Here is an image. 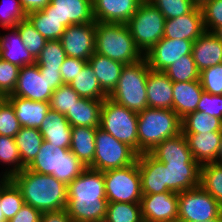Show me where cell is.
Here are the masks:
<instances>
[{
    "label": "cell",
    "instance_id": "cell-1",
    "mask_svg": "<svg viewBox=\"0 0 222 222\" xmlns=\"http://www.w3.org/2000/svg\"><path fill=\"white\" fill-rule=\"evenodd\" d=\"M67 189L66 210L74 222L105 219L108 200L102 171L86 167Z\"/></svg>",
    "mask_w": 222,
    "mask_h": 222
},
{
    "label": "cell",
    "instance_id": "cell-2",
    "mask_svg": "<svg viewBox=\"0 0 222 222\" xmlns=\"http://www.w3.org/2000/svg\"><path fill=\"white\" fill-rule=\"evenodd\" d=\"M20 189L24 204L42 212L67 206V185L52 175L33 172L26 167L10 178Z\"/></svg>",
    "mask_w": 222,
    "mask_h": 222
},
{
    "label": "cell",
    "instance_id": "cell-3",
    "mask_svg": "<svg viewBox=\"0 0 222 222\" xmlns=\"http://www.w3.org/2000/svg\"><path fill=\"white\" fill-rule=\"evenodd\" d=\"M182 132V120L172 109L145 108L138 112V155L150 153L167 138Z\"/></svg>",
    "mask_w": 222,
    "mask_h": 222
},
{
    "label": "cell",
    "instance_id": "cell-4",
    "mask_svg": "<svg viewBox=\"0 0 222 222\" xmlns=\"http://www.w3.org/2000/svg\"><path fill=\"white\" fill-rule=\"evenodd\" d=\"M95 53L123 64L134 63L144 57L124 23L96 22Z\"/></svg>",
    "mask_w": 222,
    "mask_h": 222
},
{
    "label": "cell",
    "instance_id": "cell-5",
    "mask_svg": "<svg viewBox=\"0 0 222 222\" xmlns=\"http://www.w3.org/2000/svg\"><path fill=\"white\" fill-rule=\"evenodd\" d=\"M149 70L145 57L125 64L118 84L108 98L137 113L148 108L146 82Z\"/></svg>",
    "mask_w": 222,
    "mask_h": 222
},
{
    "label": "cell",
    "instance_id": "cell-6",
    "mask_svg": "<svg viewBox=\"0 0 222 222\" xmlns=\"http://www.w3.org/2000/svg\"><path fill=\"white\" fill-rule=\"evenodd\" d=\"M41 174L52 175L68 185L86 168L69 148H60L43 141L39 153L26 167Z\"/></svg>",
    "mask_w": 222,
    "mask_h": 222
},
{
    "label": "cell",
    "instance_id": "cell-7",
    "mask_svg": "<svg viewBox=\"0 0 222 222\" xmlns=\"http://www.w3.org/2000/svg\"><path fill=\"white\" fill-rule=\"evenodd\" d=\"M101 129L127 144L138 154V113L104 99L100 112Z\"/></svg>",
    "mask_w": 222,
    "mask_h": 222
},
{
    "label": "cell",
    "instance_id": "cell-8",
    "mask_svg": "<svg viewBox=\"0 0 222 222\" xmlns=\"http://www.w3.org/2000/svg\"><path fill=\"white\" fill-rule=\"evenodd\" d=\"M165 17L151 3L142 1L126 23L137 49L143 56L163 38Z\"/></svg>",
    "mask_w": 222,
    "mask_h": 222
},
{
    "label": "cell",
    "instance_id": "cell-9",
    "mask_svg": "<svg viewBox=\"0 0 222 222\" xmlns=\"http://www.w3.org/2000/svg\"><path fill=\"white\" fill-rule=\"evenodd\" d=\"M108 203H140L142 194L141 176L137 160L126 167L103 172Z\"/></svg>",
    "mask_w": 222,
    "mask_h": 222
},
{
    "label": "cell",
    "instance_id": "cell-10",
    "mask_svg": "<svg viewBox=\"0 0 222 222\" xmlns=\"http://www.w3.org/2000/svg\"><path fill=\"white\" fill-rule=\"evenodd\" d=\"M138 154L127 144L98 127L95 134V156L90 168L102 172L133 164Z\"/></svg>",
    "mask_w": 222,
    "mask_h": 222
},
{
    "label": "cell",
    "instance_id": "cell-11",
    "mask_svg": "<svg viewBox=\"0 0 222 222\" xmlns=\"http://www.w3.org/2000/svg\"><path fill=\"white\" fill-rule=\"evenodd\" d=\"M178 222H204L221 216V205L201 186L178 193Z\"/></svg>",
    "mask_w": 222,
    "mask_h": 222
},
{
    "label": "cell",
    "instance_id": "cell-12",
    "mask_svg": "<svg viewBox=\"0 0 222 222\" xmlns=\"http://www.w3.org/2000/svg\"><path fill=\"white\" fill-rule=\"evenodd\" d=\"M95 31L96 22L66 27L60 38L66 56L88 61L95 53Z\"/></svg>",
    "mask_w": 222,
    "mask_h": 222
},
{
    "label": "cell",
    "instance_id": "cell-13",
    "mask_svg": "<svg viewBox=\"0 0 222 222\" xmlns=\"http://www.w3.org/2000/svg\"><path fill=\"white\" fill-rule=\"evenodd\" d=\"M141 211L144 222H178V193L168 191L143 195Z\"/></svg>",
    "mask_w": 222,
    "mask_h": 222
},
{
    "label": "cell",
    "instance_id": "cell-14",
    "mask_svg": "<svg viewBox=\"0 0 222 222\" xmlns=\"http://www.w3.org/2000/svg\"><path fill=\"white\" fill-rule=\"evenodd\" d=\"M193 41L162 38L144 56L149 69L164 71L184 55H192Z\"/></svg>",
    "mask_w": 222,
    "mask_h": 222
},
{
    "label": "cell",
    "instance_id": "cell-15",
    "mask_svg": "<svg viewBox=\"0 0 222 222\" xmlns=\"http://www.w3.org/2000/svg\"><path fill=\"white\" fill-rule=\"evenodd\" d=\"M42 11L60 20L66 27L96 22L93 15V0H51Z\"/></svg>",
    "mask_w": 222,
    "mask_h": 222
},
{
    "label": "cell",
    "instance_id": "cell-16",
    "mask_svg": "<svg viewBox=\"0 0 222 222\" xmlns=\"http://www.w3.org/2000/svg\"><path fill=\"white\" fill-rule=\"evenodd\" d=\"M53 90L45 76H42L37 64L20 67L15 90L12 94L33 101L50 102Z\"/></svg>",
    "mask_w": 222,
    "mask_h": 222
},
{
    "label": "cell",
    "instance_id": "cell-17",
    "mask_svg": "<svg viewBox=\"0 0 222 222\" xmlns=\"http://www.w3.org/2000/svg\"><path fill=\"white\" fill-rule=\"evenodd\" d=\"M205 31L203 12L201 7L196 6L185 15L165 19L163 37L179 40L186 39L194 42Z\"/></svg>",
    "mask_w": 222,
    "mask_h": 222
},
{
    "label": "cell",
    "instance_id": "cell-18",
    "mask_svg": "<svg viewBox=\"0 0 222 222\" xmlns=\"http://www.w3.org/2000/svg\"><path fill=\"white\" fill-rule=\"evenodd\" d=\"M141 176L142 194H160L168 192L166 188L165 166L150 153L137 156Z\"/></svg>",
    "mask_w": 222,
    "mask_h": 222
},
{
    "label": "cell",
    "instance_id": "cell-19",
    "mask_svg": "<svg viewBox=\"0 0 222 222\" xmlns=\"http://www.w3.org/2000/svg\"><path fill=\"white\" fill-rule=\"evenodd\" d=\"M166 188L180 193L200 186V168L198 162H176L164 164Z\"/></svg>",
    "mask_w": 222,
    "mask_h": 222
},
{
    "label": "cell",
    "instance_id": "cell-20",
    "mask_svg": "<svg viewBox=\"0 0 222 222\" xmlns=\"http://www.w3.org/2000/svg\"><path fill=\"white\" fill-rule=\"evenodd\" d=\"M143 0H93L96 22L126 24Z\"/></svg>",
    "mask_w": 222,
    "mask_h": 222
},
{
    "label": "cell",
    "instance_id": "cell-21",
    "mask_svg": "<svg viewBox=\"0 0 222 222\" xmlns=\"http://www.w3.org/2000/svg\"><path fill=\"white\" fill-rule=\"evenodd\" d=\"M146 91L149 108L173 110V82L163 71L149 70Z\"/></svg>",
    "mask_w": 222,
    "mask_h": 222
},
{
    "label": "cell",
    "instance_id": "cell-22",
    "mask_svg": "<svg viewBox=\"0 0 222 222\" xmlns=\"http://www.w3.org/2000/svg\"><path fill=\"white\" fill-rule=\"evenodd\" d=\"M192 56L200 72L222 63V40L213 32L205 31L193 42Z\"/></svg>",
    "mask_w": 222,
    "mask_h": 222
},
{
    "label": "cell",
    "instance_id": "cell-23",
    "mask_svg": "<svg viewBox=\"0 0 222 222\" xmlns=\"http://www.w3.org/2000/svg\"><path fill=\"white\" fill-rule=\"evenodd\" d=\"M44 141L60 148H69L72 126L65 115L50 109L38 129Z\"/></svg>",
    "mask_w": 222,
    "mask_h": 222
},
{
    "label": "cell",
    "instance_id": "cell-24",
    "mask_svg": "<svg viewBox=\"0 0 222 222\" xmlns=\"http://www.w3.org/2000/svg\"><path fill=\"white\" fill-rule=\"evenodd\" d=\"M193 158L200 165L216 161L222 132L183 133Z\"/></svg>",
    "mask_w": 222,
    "mask_h": 222
},
{
    "label": "cell",
    "instance_id": "cell-25",
    "mask_svg": "<svg viewBox=\"0 0 222 222\" xmlns=\"http://www.w3.org/2000/svg\"><path fill=\"white\" fill-rule=\"evenodd\" d=\"M5 98L13 106L21 127L39 129L45 116L50 110L49 102L33 101L14 95H8Z\"/></svg>",
    "mask_w": 222,
    "mask_h": 222
},
{
    "label": "cell",
    "instance_id": "cell-26",
    "mask_svg": "<svg viewBox=\"0 0 222 222\" xmlns=\"http://www.w3.org/2000/svg\"><path fill=\"white\" fill-rule=\"evenodd\" d=\"M203 91L200 80L173 82V111L181 120L197 110Z\"/></svg>",
    "mask_w": 222,
    "mask_h": 222
},
{
    "label": "cell",
    "instance_id": "cell-27",
    "mask_svg": "<svg viewBox=\"0 0 222 222\" xmlns=\"http://www.w3.org/2000/svg\"><path fill=\"white\" fill-rule=\"evenodd\" d=\"M150 154L163 164L197 162L194 160L187 139L182 132L162 141Z\"/></svg>",
    "mask_w": 222,
    "mask_h": 222
},
{
    "label": "cell",
    "instance_id": "cell-28",
    "mask_svg": "<svg viewBox=\"0 0 222 222\" xmlns=\"http://www.w3.org/2000/svg\"><path fill=\"white\" fill-rule=\"evenodd\" d=\"M8 30L11 32L0 34V58L19 67L36 64V59L22 42L18 29L13 27Z\"/></svg>",
    "mask_w": 222,
    "mask_h": 222
},
{
    "label": "cell",
    "instance_id": "cell-29",
    "mask_svg": "<svg viewBox=\"0 0 222 222\" xmlns=\"http://www.w3.org/2000/svg\"><path fill=\"white\" fill-rule=\"evenodd\" d=\"M88 64L98 80L101 89L109 96L116 88L125 64L94 53Z\"/></svg>",
    "mask_w": 222,
    "mask_h": 222
},
{
    "label": "cell",
    "instance_id": "cell-30",
    "mask_svg": "<svg viewBox=\"0 0 222 222\" xmlns=\"http://www.w3.org/2000/svg\"><path fill=\"white\" fill-rule=\"evenodd\" d=\"M103 101L104 99L94 100L81 97L65 117L72 127L98 128Z\"/></svg>",
    "mask_w": 222,
    "mask_h": 222
},
{
    "label": "cell",
    "instance_id": "cell-31",
    "mask_svg": "<svg viewBox=\"0 0 222 222\" xmlns=\"http://www.w3.org/2000/svg\"><path fill=\"white\" fill-rule=\"evenodd\" d=\"M96 129L81 126L72 127L69 149L85 167H90L93 164Z\"/></svg>",
    "mask_w": 222,
    "mask_h": 222
},
{
    "label": "cell",
    "instance_id": "cell-32",
    "mask_svg": "<svg viewBox=\"0 0 222 222\" xmlns=\"http://www.w3.org/2000/svg\"><path fill=\"white\" fill-rule=\"evenodd\" d=\"M14 139L19 150L21 162L27 167L39 153L44 139L37 128L31 127H21Z\"/></svg>",
    "mask_w": 222,
    "mask_h": 222
},
{
    "label": "cell",
    "instance_id": "cell-33",
    "mask_svg": "<svg viewBox=\"0 0 222 222\" xmlns=\"http://www.w3.org/2000/svg\"><path fill=\"white\" fill-rule=\"evenodd\" d=\"M69 86L82 98L106 99L108 95L101 89L91 66L87 63Z\"/></svg>",
    "mask_w": 222,
    "mask_h": 222
},
{
    "label": "cell",
    "instance_id": "cell-34",
    "mask_svg": "<svg viewBox=\"0 0 222 222\" xmlns=\"http://www.w3.org/2000/svg\"><path fill=\"white\" fill-rule=\"evenodd\" d=\"M26 19L47 41L60 40L66 30V26L60 20L46 15L42 10L28 13Z\"/></svg>",
    "mask_w": 222,
    "mask_h": 222
},
{
    "label": "cell",
    "instance_id": "cell-35",
    "mask_svg": "<svg viewBox=\"0 0 222 222\" xmlns=\"http://www.w3.org/2000/svg\"><path fill=\"white\" fill-rule=\"evenodd\" d=\"M0 203L2 213L8 222L24 205L20 189L10 178L0 179Z\"/></svg>",
    "mask_w": 222,
    "mask_h": 222
},
{
    "label": "cell",
    "instance_id": "cell-36",
    "mask_svg": "<svg viewBox=\"0 0 222 222\" xmlns=\"http://www.w3.org/2000/svg\"><path fill=\"white\" fill-rule=\"evenodd\" d=\"M222 132V120L194 111L182 119V133Z\"/></svg>",
    "mask_w": 222,
    "mask_h": 222
},
{
    "label": "cell",
    "instance_id": "cell-37",
    "mask_svg": "<svg viewBox=\"0 0 222 222\" xmlns=\"http://www.w3.org/2000/svg\"><path fill=\"white\" fill-rule=\"evenodd\" d=\"M11 167L0 174V178H11L14 174L21 172L25 166L21 162L19 150L13 137L0 135V163ZM13 166V167H12ZM2 176V177H1Z\"/></svg>",
    "mask_w": 222,
    "mask_h": 222
},
{
    "label": "cell",
    "instance_id": "cell-38",
    "mask_svg": "<svg viewBox=\"0 0 222 222\" xmlns=\"http://www.w3.org/2000/svg\"><path fill=\"white\" fill-rule=\"evenodd\" d=\"M200 186L222 205V166L214 162L202 164Z\"/></svg>",
    "mask_w": 222,
    "mask_h": 222
},
{
    "label": "cell",
    "instance_id": "cell-39",
    "mask_svg": "<svg viewBox=\"0 0 222 222\" xmlns=\"http://www.w3.org/2000/svg\"><path fill=\"white\" fill-rule=\"evenodd\" d=\"M172 82L200 80V71L192 55H184L163 71Z\"/></svg>",
    "mask_w": 222,
    "mask_h": 222
},
{
    "label": "cell",
    "instance_id": "cell-40",
    "mask_svg": "<svg viewBox=\"0 0 222 222\" xmlns=\"http://www.w3.org/2000/svg\"><path fill=\"white\" fill-rule=\"evenodd\" d=\"M105 219L109 222H144L140 203H108Z\"/></svg>",
    "mask_w": 222,
    "mask_h": 222
},
{
    "label": "cell",
    "instance_id": "cell-41",
    "mask_svg": "<svg viewBox=\"0 0 222 222\" xmlns=\"http://www.w3.org/2000/svg\"><path fill=\"white\" fill-rule=\"evenodd\" d=\"M66 57L60 40H51L47 41L36 58V64L39 69L60 70Z\"/></svg>",
    "mask_w": 222,
    "mask_h": 222
},
{
    "label": "cell",
    "instance_id": "cell-42",
    "mask_svg": "<svg viewBox=\"0 0 222 222\" xmlns=\"http://www.w3.org/2000/svg\"><path fill=\"white\" fill-rule=\"evenodd\" d=\"M15 27L18 29L22 42L27 50L36 59L47 43V40L27 19L20 21Z\"/></svg>",
    "mask_w": 222,
    "mask_h": 222
},
{
    "label": "cell",
    "instance_id": "cell-43",
    "mask_svg": "<svg viewBox=\"0 0 222 222\" xmlns=\"http://www.w3.org/2000/svg\"><path fill=\"white\" fill-rule=\"evenodd\" d=\"M81 97L68 85L59 86L50 99V109L66 115Z\"/></svg>",
    "mask_w": 222,
    "mask_h": 222
},
{
    "label": "cell",
    "instance_id": "cell-44",
    "mask_svg": "<svg viewBox=\"0 0 222 222\" xmlns=\"http://www.w3.org/2000/svg\"><path fill=\"white\" fill-rule=\"evenodd\" d=\"M7 2L2 1L0 6V27L5 30L15 27L20 21L25 20L27 16L20 0H12L11 3Z\"/></svg>",
    "mask_w": 222,
    "mask_h": 222
},
{
    "label": "cell",
    "instance_id": "cell-45",
    "mask_svg": "<svg viewBox=\"0 0 222 222\" xmlns=\"http://www.w3.org/2000/svg\"><path fill=\"white\" fill-rule=\"evenodd\" d=\"M20 129L21 125L16 117L15 110L5 98L0 103V135L14 138Z\"/></svg>",
    "mask_w": 222,
    "mask_h": 222
},
{
    "label": "cell",
    "instance_id": "cell-46",
    "mask_svg": "<svg viewBox=\"0 0 222 222\" xmlns=\"http://www.w3.org/2000/svg\"><path fill=\"white\" fill-rule=\"evenodd\" d=\"M153 4L164 15L165 19L185 15L196 7L192 0H156Z\"/></svg>",
    "mask_w": 222,
    "mask_h": 222
},
{
    "label": "cell",
    "instance_id": "cell-47",
    "mask_svg": "<svg viewBox=\"0 0 222 222\" xmlns=\"http://www.w3.org/2000/svg\"><path fill=\"white\" fill-rule=\"evenodd\" d=\"M200 82L205 92L222 95V63L203 69Z\"/></svg>",
    "mask_w": 222,
    "mask_h": 222
},
{
    "label": "cell",
    "instance_id": "cell-48",
    "mask_svg": "<svg viewBox=\"0 0 222 222\" xmlns=\"http://www.w3.org/2000/svg\"><path fill=\"white\" fill-rule=\"evenodd\" d=\"M20 67L0 58V94L8 96L15 90Z\"/></svg>",
    "mask_w": 222,
    "mask_h": 222
},
{
    "label": "cell",
    "instance_id": "cell-49",
    "mask_svg": "<svg viewBox=\"0 0 222 222\" xmlns=\"http://www.w3.org/2000/svg\"><path fill=\"white\" fill-rule=\"evenodd\" d=\"M203 21L207 32L222 26V0H209L202 7Z\"/></svg>",
    "mask_w": 222,
    "mask_h": 222
},
{
    "label": "cell",
    "instance_id": "cell-50",
    "mask_svg": "<svg viewBox=\"0 0 222 222\" xmlns=\"http://www.w3.org/2000/svg\"><path fill=\"white\" fill-rule=\"evenodd\" d=\"M196 111L222 120V95H213L203 91Z\"/></svg>",
    "mask_w": 222,
    "mask_h": 222
},
{
    "label": "cell",
    "instance_id": "cell-51",
    "mask_svg": "<svg viewBox=\"0 0 222 222\" xmlns=\"http://www.w3.org/2000/svg\"><path fill=\"white\" fill-rule=\"evenodd\" d=\"M87 63L80 58L66 57L60 69L63 83L69 85Z\"/></svg>",
    "mask_w": 222,
    "mask_h": 222
},
{
    "label": "cell",
    "instance_id": "cell-52",
    "mask_svg": "<svg viewBox=\"0 0 222 222\" xmlns=\"http://www.w3.org/2000/svg\"><path fill=\"white\" fill-rule=\"evenodd\" d=\"M41 212L30 205L24 204L8 222H40Z\"/></svg>",
    "mask_w": 222,
    "mask_h": 222
},
{
    "label": "cell",
    "instance_id": "cell-53",
    "mask_svg": "<svg viewBox=\"0 0 222 222\" xmlns=\"http://www.w3.org/2000/svg\"><path fill=\"white\" fill-rule=\"evenodd\" d=\"M40 222H74L66 208L56 211L42 212Z\"/></svg>",
    "mask_w": 222,
    "mask_h": 222
},
{
    "label": "cell",
    "instance_id": "cell-54",
    "mask_svg": "<svg viewBox=\"0 0 222 222\" xmlns=\"http://www.w3.org/2000/svg\"><path fill=\"white\" fill-rule=\"evenodd\" d=\"M42 76H45L50 83V89L55 91L59 86L64 85L60 70L39 69Z\"/></svg>",
    "mask_w": 222,
    "mask_h": 222
},
{
    "label": "cell",
    "instance_id": "cell-55",
    "mask_svg": "<svg viewBox=\"0 0 222 222\" xmlns=\"http://www.w3.org/2000/svg\"><path fill=\"white\" fill-rule=\"evenodd\" d=\"M50 2L51 0H20L21 6L26 14L32 11L42 10Z\"/></svg>",
    "mask_w": 222,
    "mask_h": 222
},
{
    "label": "cell",
    "instance_id": "cell-56",
    "mask_svg": "<svg viewBox=\"0 0 222 222\" xmlns=\"http://www.w3.org/2000/svg\"><path fill=\"white\" fill-rule=\"evenodd\" d=\"M214 163L222 166V137H221V141H220V147H219V151L217 154V158Z\"/></svg>",
    "mask_w": 222,
    "mask_h": 222
},
{
    "label": "cell",
    "instance_id": "cell-57",
    "mask_svg": "<svg viewBox=\"0 0 222 222\" xmlns=\"http://www.w3.org/2000/svg\"><path fill=\"white\" fill-rule=\"evenodd\" d=\"M197 7H202L209 0H192Z\"/></svg>",
    "mask_w": 222,
    "mask_h": 222
},
{
    "label": "cell",
    "instance_id": "cell-58",
    "mask_svg": "<svg viewBox=\"0 0 222 222\" xmlns=\"http://www.w3.org/2000/svg\"><path fill=\"white\" fill-rule=\"evenodd\" d=\"M218 38H220L222 40V26H220L219 28H217L214 32H213Z\"/></svg>",
    "mask_w": 222,
    "mask_h": 222
},
{
    "label": "cell",
    "instance_id": "cell-59",
    "mask_svg": "<svg viewBox=\"0 0 222 222\" xmlns=\"http://www.w3.org/2000/svg\"><path fill=\"white\" fill-rule=\"evenodd\" d=\"M2 212V205L0 203V222H7Z\"/></svg>",
    "mask_w": 222,
    "mask_h": 222
},
{
    "label": "cell",
    "instance_id": "cell-60",
    "mask_svg": "<svg viewBox=\"0 0 222 222\" xmlns=\"http://www.w3.org/2000/svg\"><path fill=\"white\" fill-rule=\"evenodd\" d=\"M196 222H198V221H196ZM204 222H222V216L217 217V218L212 219V220H209V221H204Z\"/></svg>",
    "mask_w": 222,
    "mask_h": 222
},
{
    "label": "cell",
    "instance_id": "cell-61",
    "mask_svg": "<svg viewBox=\"0 0 222 222\" xmlns=\"http://www.w3.org/2000/svg\"><path fill=\"white\" fill-rule=\"evenodd\" d=\"M143 1L153 4L156 0H143Z\"/></svg>",
    "mask_w": 222,
    "mask_h": 222
},
{
    "label": "cell",
    "instance_id": "cell-62",
    "mask_svg": "<svg viewBox=\"0 0 222 222\" xmlns=\"http://www.w3.org/2000/svg\"><path fill=\"white\" fill-rule=\"evenodd\" d=\"M5 99V96L0 94V103Z\"/></svg>",
    "mask_w": 222,
    "mask_h": 222
},
{
    "label": "cell",
    "instance_id": "cell-63",
    "mask_svg": "<svg viewBox=\"0 0 222 222\" xmlns=\"http://www.w3.org/2000/svg\"><path fill=\"white\" fill-rule=\"evenodd\" d=\"M96 222H109V221H107L106 219H101V220H98Z\"/></svg>",
    "mask_w": 222,
    "mask_h": 222
}]
</instances>
